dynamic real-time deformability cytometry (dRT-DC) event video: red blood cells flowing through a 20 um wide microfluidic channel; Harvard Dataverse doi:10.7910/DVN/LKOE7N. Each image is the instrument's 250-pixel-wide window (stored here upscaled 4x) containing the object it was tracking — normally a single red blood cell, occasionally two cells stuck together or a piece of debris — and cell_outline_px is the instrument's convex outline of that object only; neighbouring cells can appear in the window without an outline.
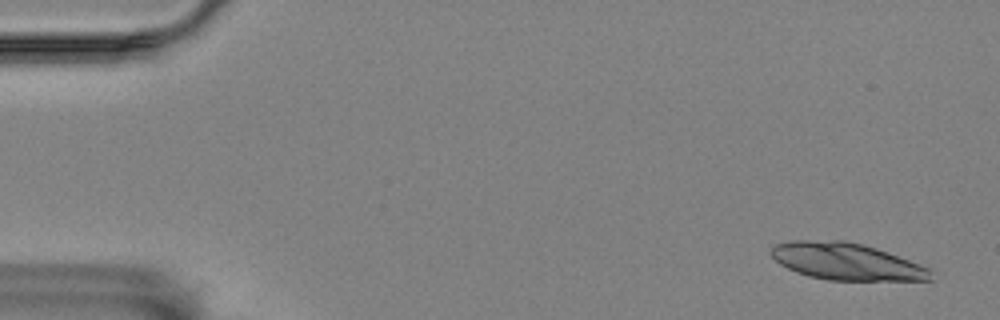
{"species": "Egyptian fruit bat (a non-hibernating species)", "species_latin": "Rousettus aegyptiacus", "temperature_condition": "room temperature", "stored_images_in_passage": 11, "camera_frame_rate_fps": 3000, "um_per_image_px": 0.085, "animal": {"sex": "female"}, "frame": {"image": 1, "passage_image": 1, "time_ms": 0.0, "image_size_px": [1000, 320], "cell_outline_px": [[932, 280], [828, 280], [808, 276], [796, 272], [780, 264], [772, 256], [772, 248], [776, 244], [792, 240], [844, 240], [876, 248], [888, 252], [920, 264], [928, 268]], "centroid_in_image_um": [71.91, 22.22], "position_along_channel_um": 13.1, "area_um2": 34.04}}
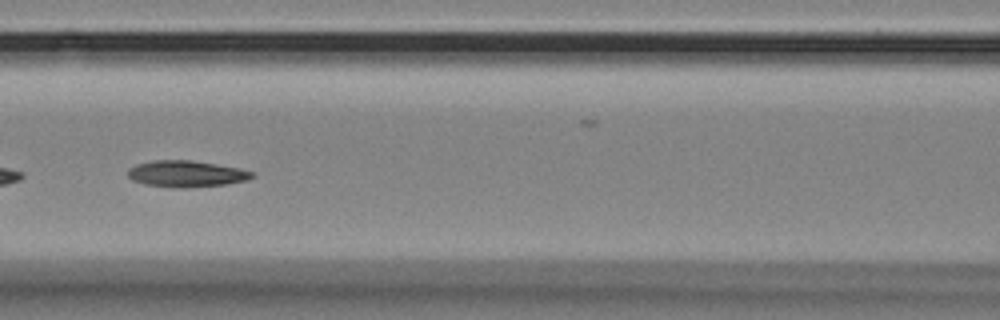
{"frame": {"image": 2, "passage_image": 7, "time_ms": 7.667, "image_size_px": [1000, 320], "cell_outline_px": [[256, 176], [248, 180], [224, 184], [184, 188], [176, 188], [144, 184], [132, 180], [128, 176], [128, 168], [136, 164], [152, 160], [192, 160], [240, 168], [256, 172]], "centroid_in_image_um": [15.85, 14.77], "position_along_channel_um": 150.7, "area_um2": 19.31}}
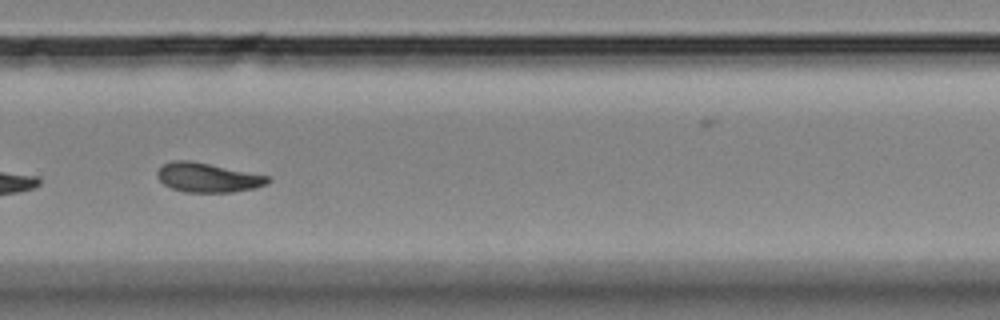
{"frame": {"image": 3, "passage_image": 11, "time_ms": 12.333, "image_size_px": [1000, 320], "cell_outline_px": [[272, 180], [268, 184], [256, 188], [232, 192], [184, 192], [172, 188], [164, 184], [156, 176], [156, 172], [164, 164], [176, 160], [188, 160], [268, 176]], "centroid_in_image_um": [17.67, 15.11], "position_along_channel_um": 312.1, "area_um2": 18.67}}